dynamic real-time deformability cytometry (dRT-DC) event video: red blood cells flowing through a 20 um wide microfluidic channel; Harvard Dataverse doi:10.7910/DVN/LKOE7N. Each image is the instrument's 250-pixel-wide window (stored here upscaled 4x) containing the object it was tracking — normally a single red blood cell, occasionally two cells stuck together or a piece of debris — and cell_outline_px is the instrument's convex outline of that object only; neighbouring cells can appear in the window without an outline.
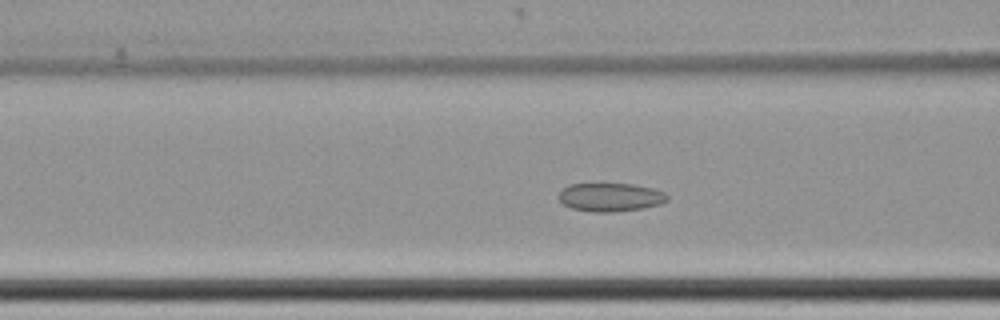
{"species": "common noctule bat (a hibernating species)", "species_latin": "Nyctalus noctula", "temperature_condition": "cold", "stored_images_in_passage": 62, "camera_frame_rate_fps": 3000, "um_per_image_px": 0.085, "animal": {"sex": "female", "body_mass_g": 22.7, "forearm_length_mm": 54.2}, "frame": {"image": 1, "passage_image": 25, "time_ms": 8.0, "image_size_px": [1000, 320], "cell_outline_px": [[668, 200], [660, 204], [640, 208], [616, 212], [592, 212], [572, 208], [564, 204], [560, 200], [560, 192], [568, 184], [632, 184], [652, 188], [664, 192], [668, 196]], "centroid_in_image_um": [51.9, 16.76], "position_along_channel_um": 114.7, "area_um2": 17.8}}
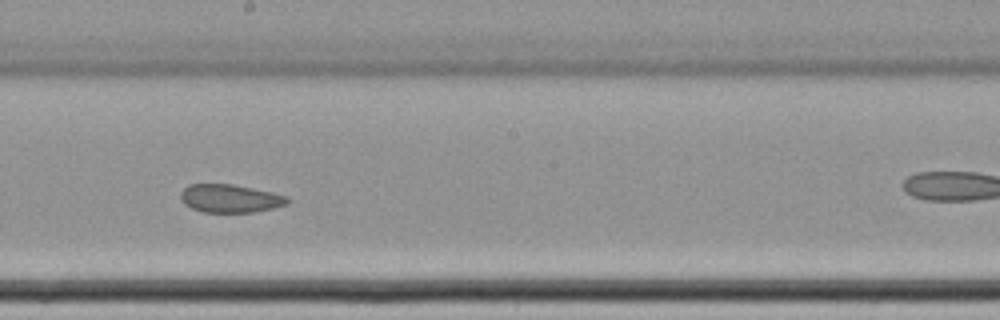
{"frame": {"image": 2, "passage_image": 35, "time_ms": 11.333, "image_size_px": [1000, 320], "cell_outline_px": [[288, 204], [272, 208], [252, 212], [204, 212], [192, 208], [184, 204], [180, 200], [180, 192], [188, 184], [232, 184], [272, 192], [284, 196], [288, 200]], "centroid_in_image_um": [19.5, 16.86], "position_along_channel_um": 228.7, "area_um2": 17.4}}
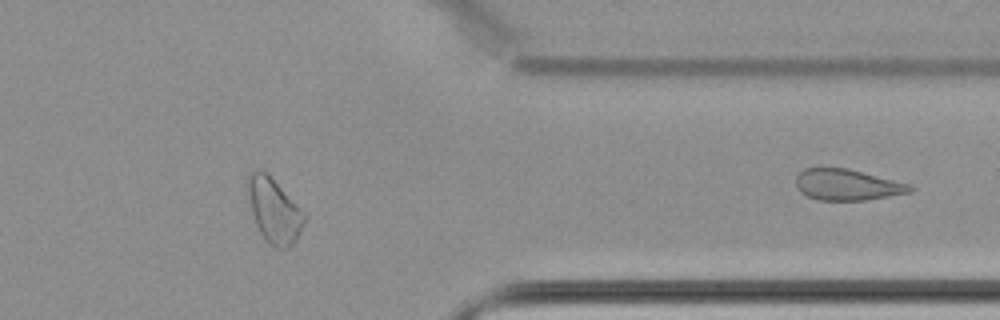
{"frame": {"image": 3, "passage_image": 50, "time_ms": 16.333, "image_size_px": [1000, 320], "cell_outline_px": [[308, 216], [296, 240], [288, 248], [276, 248], [268, 244], [260, 232], [256, 224], [252, 212], [248, 192], [248, 172], [256, 168], [260, 168]], "centroid_in_image_um": [23.3, 17.93], "position_along_channel_um": 388.1, "area_um2": 20.81}, "authors_computed_cell_mechanics": {"area_um2": 20.5768, "velocity_mm_per_s": 3.4216, "shape_relaxation_time_tau1_ms": null, "shape_relaxation_time_tau2_ms": 3.2168, "deformation_change_tau1": null, "deformation_change_tau2": 0.0753}}